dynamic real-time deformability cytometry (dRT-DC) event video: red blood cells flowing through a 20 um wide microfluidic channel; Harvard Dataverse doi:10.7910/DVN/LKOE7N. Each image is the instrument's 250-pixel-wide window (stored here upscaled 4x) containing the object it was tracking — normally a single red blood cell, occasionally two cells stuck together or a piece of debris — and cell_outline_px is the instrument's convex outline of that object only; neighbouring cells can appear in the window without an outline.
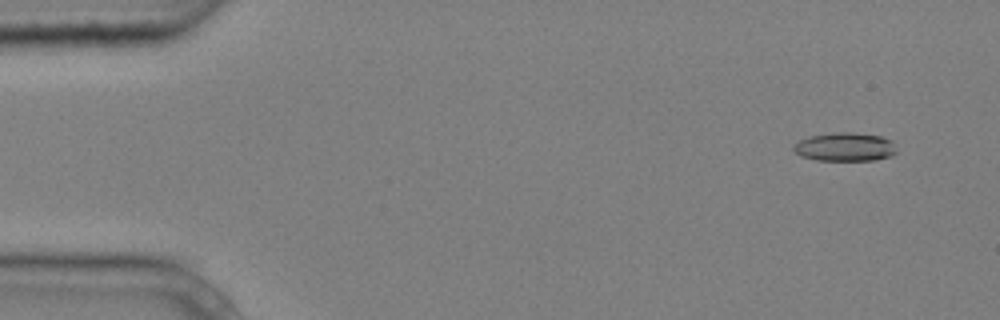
{"species": "common noctule bat (a hibernating species)", "species_latin": "Nyctalus noctula", "temperature_condition": "cold", "stored_images_in_passage": 6, "camera_frame_rate_fps": 3000, "um_per_image_px": 0.085, "animal": {"sex": "male", "body_mass_g": 20.4}, "frame": {"image": 1, "passage_image": 2, "time_ms": 0.333, "image_size_px": [1000, 320], "cell_outline_px": [[896, 152], [892, 156], [876, 160], [816, 160], [800, 156], [792, 148], [800, 140], [808, 136], [832, 132], [852, 132], [880, 136], [892, 140], [896, 148]], "centroid_in_image_um": [71.84, 12.48], "position_along_channel_um": 13.2, "area_um2": 17.28}}
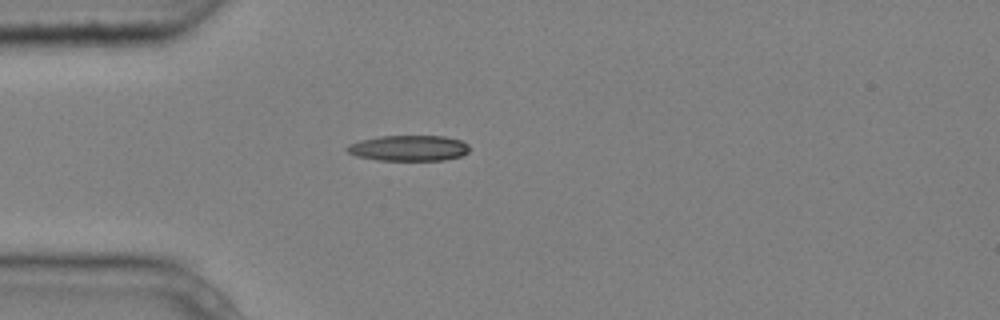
{"frame": {"image": 2, "passage_image": 5, "time_ms": 1.333, "image_size_px": [1000, 320], "cell_outline_px": [[468, 152], [460, 156], [444, 160], [380, 160], [356, 156], [348, 152], [344, 148], [348, 144], [360, 140], [380, 136], [444, 136], [460, 140], [468, 144]], "centroid_in_image_um": [34.71, 12.58], "position_along_channel_um": 50.3, "area_um2": 18.26}}